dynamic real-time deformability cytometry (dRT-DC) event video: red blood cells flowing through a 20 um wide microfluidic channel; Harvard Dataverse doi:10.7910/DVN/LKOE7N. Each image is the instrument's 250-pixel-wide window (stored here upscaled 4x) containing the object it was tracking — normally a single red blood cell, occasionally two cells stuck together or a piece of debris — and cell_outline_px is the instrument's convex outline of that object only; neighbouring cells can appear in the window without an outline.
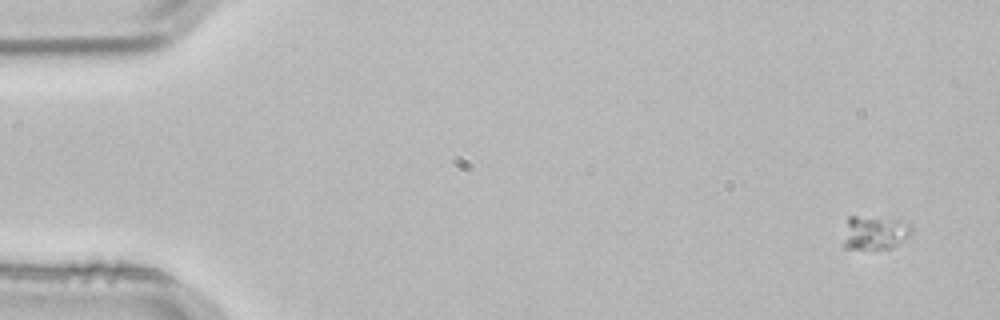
{"species": "common noctule bat (a hibernating species)", "species_latin": "Nyctalus noctula", "temperature_condition": "room temperature", "stored_images_in_passage": 3, "camera_frame_rate_fps": 3000, "um_per_image_px": 0.085, "animal": {"sex": "male", "body_mass_g": 21.5, "forearm_length_mm": 52.0}, "frame": {"image": 1, "passage_image": 1, "time_ms": 0.0, "image_size_px": [1000, 320], "cell_outline_px": [[912, 232], [904, 240], [892, 248], [844, 248], [844, 244], [848, 216], [856, 216], [896, 220], [912, 224]], "centroid_in_image_um": [74.39, 19.78], "position_along_channel_um": 10.6, "area_um2": 13.01}}
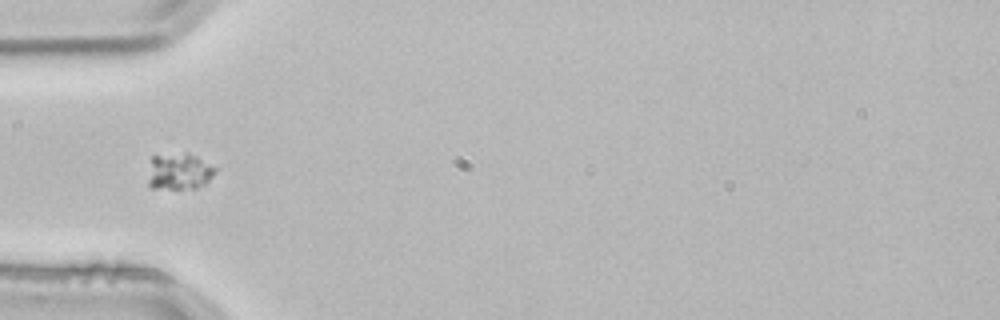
{"frame": {"image": 2, "passage_image": 3, "time_ms": 0.667, "image_size_px": [1000, 320], "cell_outline_px": [[220, 168], [204, 184], [196, 188], [152, 188], [148, 184], [148, 180], [152, 156], [184, 152], [188, 152]], "centroid_in_image_um": [15.27, 14.55], "position_along_channel_um": 69.7, "area_um2": 14.39}}